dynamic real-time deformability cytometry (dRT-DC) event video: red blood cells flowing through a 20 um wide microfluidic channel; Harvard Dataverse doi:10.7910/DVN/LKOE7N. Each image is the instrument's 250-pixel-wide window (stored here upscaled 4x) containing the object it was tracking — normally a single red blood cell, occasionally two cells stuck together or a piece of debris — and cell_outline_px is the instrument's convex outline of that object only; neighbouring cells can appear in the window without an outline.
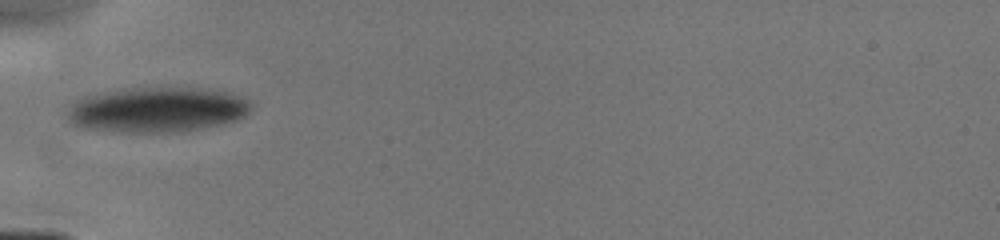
{"species": "human", "species_latin": "Homo sapiens", "temperature_condition": "cold", "stored_images_in_passage": 43, "camera_frame_rate_fps": 3000, "um_per_image_px": 0.085, "donor": {"sex": "male"}, "frame": {"image": 1, "passage_image": 1, "time_ms": 0.0, "image_size_px": [1000, 240], "cell_outline_px": [[252, 104], [248, 112], [244, 116], [236, 120], [220, 124], [180, 132], [120, 132], [80, 128], [68, 124], [64, 116], [64, 112], [76, 100], [92, 92], [124, 88], [200, 88], [224, 92], [248, 100]], "centroid_in_image_um": [13.19, 9.33], "position_along_channel_um": 71.8, "area_um2": 48.9}}
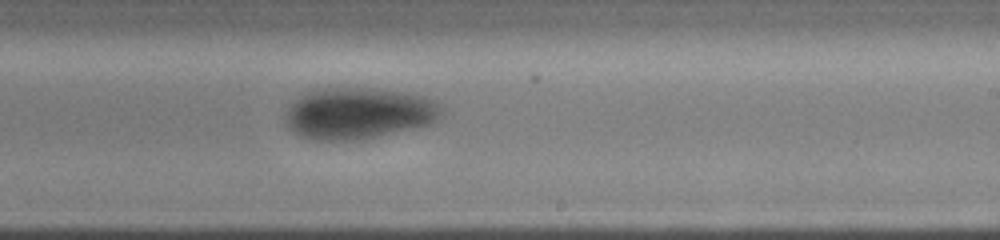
{"frame": {"image": 2, "passage_image": 18, "time_ms": 4.333, "image_size_px": [1000, 240], "cell_outline_px": [[444, 108], [440, 116], [432, 124], [376, 136], [348, 140], [312, 140], [300, 136], [284, 120], [284, 116], [288, 108], [296, 100], [308, 92], [316, 88], [368, 88], [404, 92], [424, 96], [436, 100]], "centroid_in_image_um": [30.51, 9.62], "position_along_channel_um": 258.5, "area_um2": 46.53}}
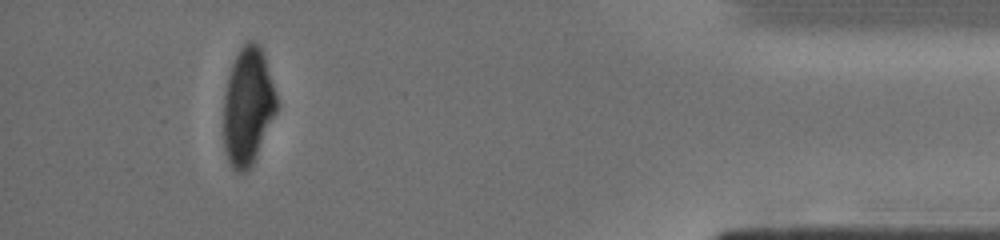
{"frame": {"image": 3, "passage_image": 37, "time_ms": 9.0, "image_size_px": [1000, 240], "cell_outline_px": [[276, 112], [256, 156], [248, 172], [236, 172], [232, 168], [228, 160], [224, 148], [224, 92], [228, 76], [232, 64], [240, 48], [248, 40], [256, 40], [264, 56], [276, 92]], "centroid_in_image_um": [21.05, 9.04], "position_along_channel_um": 414.2, "area_um2": 36.13}}